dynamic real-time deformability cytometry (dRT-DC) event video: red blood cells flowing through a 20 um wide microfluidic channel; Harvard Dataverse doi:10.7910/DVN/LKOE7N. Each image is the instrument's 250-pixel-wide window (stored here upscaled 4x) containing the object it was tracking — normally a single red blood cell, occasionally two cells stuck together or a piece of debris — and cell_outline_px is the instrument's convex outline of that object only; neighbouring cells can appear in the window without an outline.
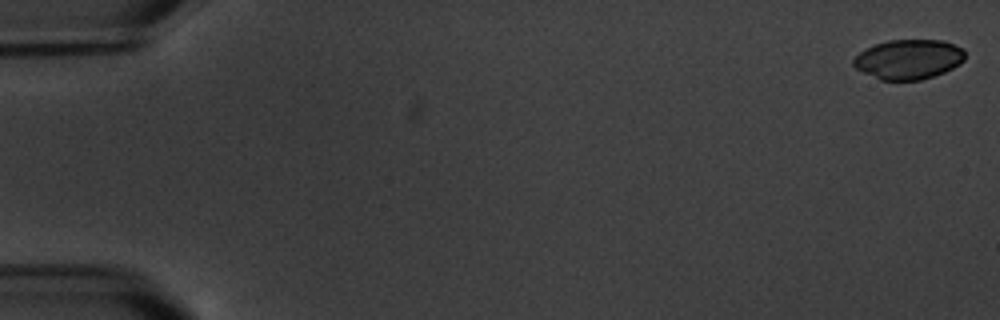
{"species": "common noctule bat (a hibernating species)", "species_latin": "Nyctalus noctula", "temperature_condition": "warm", "stored_images_in_passage": 5, "camera_frame_rate_fps": 3000, "um_per_image_px": 0.085, "animal": {"sex": "male", "body_mass_g": 20.1, "forearm_length_mm": 53.5}, "frame": {"image": 1, "passage_image": 1, "time_ms": 0.0, "image_size_px": [1000, 320], "cell_outline_px": [[964, 60], [960, 64], [944, 72], [920, 80], [880, 80], [856, 68], [852, 64], [852, 60], [864, 48], [888, 40], [944, 40], [964, 48]], "centroid_in_image_um": [77.23, 5.03], "position_along_channel_um": 7.8, "area_um2": 25.84}}
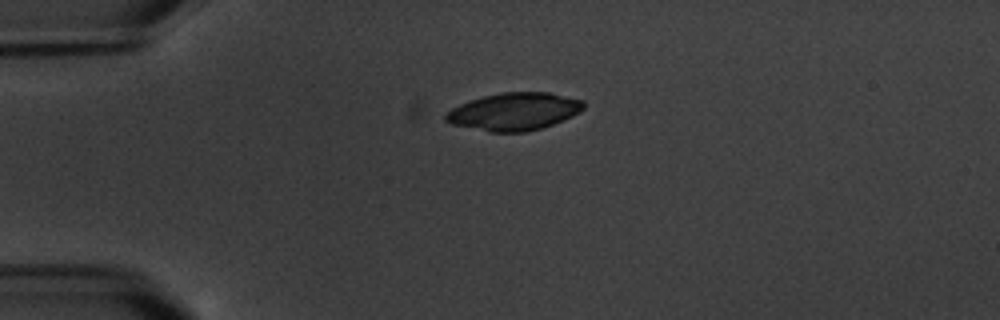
{"frame": {"image": 2, "passage_image": 4, "time_ms": 4.667, "image_size_px": [1000, 320], "cell_outline_px": [[584, 108], [580, 112], [564, 120], [540, 128], [524, 132], [488, 132], [452, 124], [444, 120], [444, 112], [460, 104], [484, 96], [500, 92], [548, 92], [584, 100]], "centroid_in_image_um": [43.69, 9.48], "position_along_channel_um": 41.3, "area_um2": 30.23}}